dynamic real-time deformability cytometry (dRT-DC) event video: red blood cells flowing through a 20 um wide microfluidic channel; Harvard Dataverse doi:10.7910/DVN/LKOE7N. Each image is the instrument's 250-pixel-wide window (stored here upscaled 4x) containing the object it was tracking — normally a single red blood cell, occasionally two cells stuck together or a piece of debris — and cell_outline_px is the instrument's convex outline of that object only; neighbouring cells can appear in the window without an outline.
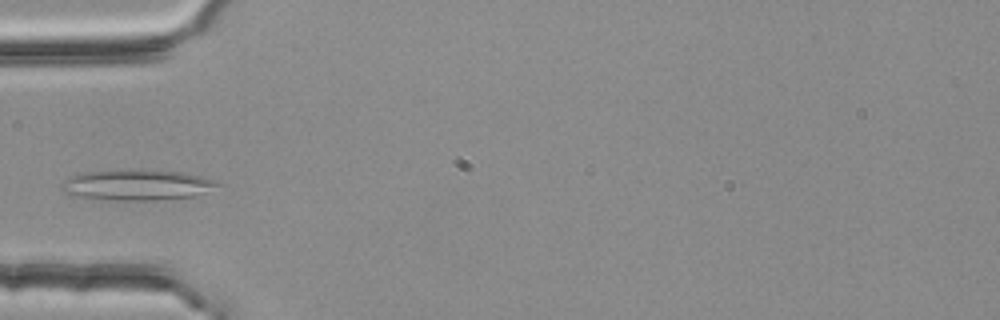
{"species": "common noctule bat (a hibernating species)", "species_latin": "Nyctalus noctula", "temperature_condition": "room temperature", "stored_images_in_passage": 3, "camera_frame_rate_fps": 3000, "um_per_image_px": 0.085, "animal": {"sex": "female", "body_mass_g": 25.1}, "frame": {"image": 1, "passage_image": 3, "time_ms": 0.667, "image_size_px": [1000, 320], "cell_outline_px": [[220, 184], [196, 196], [160, 200], [112, 200], [76, 196], [64, 192], [60, 188], [60, 184], [64, 180], [80, 172], [124, 168], [128, 168], [184, 172], [204, 176], [216, 180]], "centroid_in_image_um": [11.62, 15.69], "position_along_channel_um": 73.4, "area_um2": 28.5}}